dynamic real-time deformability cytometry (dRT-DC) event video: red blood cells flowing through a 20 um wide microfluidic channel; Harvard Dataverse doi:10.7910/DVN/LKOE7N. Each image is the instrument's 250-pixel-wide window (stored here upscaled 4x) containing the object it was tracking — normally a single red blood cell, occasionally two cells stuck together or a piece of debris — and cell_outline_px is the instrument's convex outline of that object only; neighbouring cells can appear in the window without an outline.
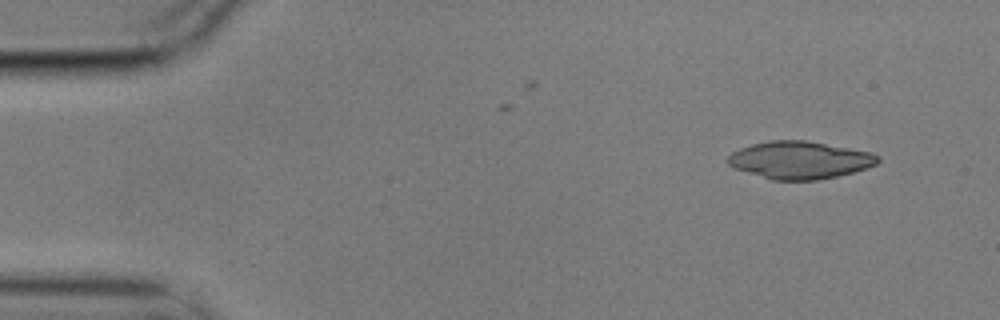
{"species": "common noctule bat (a hibernating species)", "species_latin": "Nyctalus noctula", "temperature_condition": "cold", "stored_images_in_passage": 4, "camera_frame_rate_fps": 3000, "um_per_image_px": 0.085, "animal": {"sex": "male", "body_mass_g": 17.9}, "frame": {"image": 1, "passage_image": 1, "time_ms": 0.0, "image_size_px": [1000, 320], "cell_outline_px": [[880, 160], [876, 164], [852, 172], [836, 176], [816, 180], [772, 180], [736, 168], [728, 164], [728, 156], [732, 152], [740, 148], [752, 144], [768, 140], [804, 140], [872, 152], [880, 156]], "centroid_in_image_um": [67.98, 13.59], "position_along_channel_um": 17.0, "area_um2": 32.48}}